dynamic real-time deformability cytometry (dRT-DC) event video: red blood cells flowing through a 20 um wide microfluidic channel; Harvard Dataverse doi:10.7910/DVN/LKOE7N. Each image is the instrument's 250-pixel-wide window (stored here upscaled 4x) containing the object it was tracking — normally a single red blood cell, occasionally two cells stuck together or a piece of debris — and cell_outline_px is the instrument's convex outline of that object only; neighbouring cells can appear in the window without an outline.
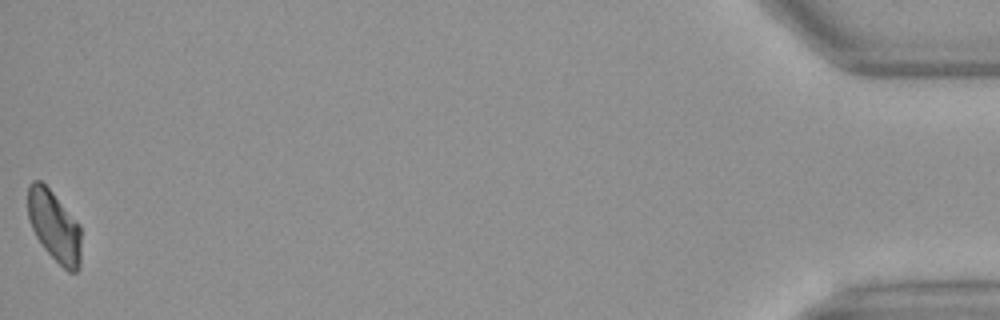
{"species": "Egyptian fruit bat (a non-hibernating species)", "species_latin": "Rousettus aegyptiacus", "temperature_condition": "warm", "stored_images_in_passage": 36, "camera_frame_rate_fps": 3000, "um_per_image_px": 0.085, "animal": {"sex": "female"}, "frame": {"image": 1, "passage_image": 36, "time_ms": 11.667, "image_size_px": [1000, 320], "cell_outline_px": [[80, 268], [76, 272], [68, 272], [44, 248], [36, 236], [32, 228], [28, 216], [28, 184], [32, 180], [40, 180], [52, 192], [80, 224]], "centroid_in_image_um": [4.62, 19.22], "position_along_channel_um": 430.6, "area_um2": 21.85}, "authors_computed_cell_mechanics": {"area_um2": 23.4379, "velocity_mm_per_s": 4.1301, "shape_relaxation_time_tau1_ms": 7.0758, "shape_relaxation_time_tau2_ms": null, "deformation_change_tau1": 0.1846, "deformation_change_tau2": null}}